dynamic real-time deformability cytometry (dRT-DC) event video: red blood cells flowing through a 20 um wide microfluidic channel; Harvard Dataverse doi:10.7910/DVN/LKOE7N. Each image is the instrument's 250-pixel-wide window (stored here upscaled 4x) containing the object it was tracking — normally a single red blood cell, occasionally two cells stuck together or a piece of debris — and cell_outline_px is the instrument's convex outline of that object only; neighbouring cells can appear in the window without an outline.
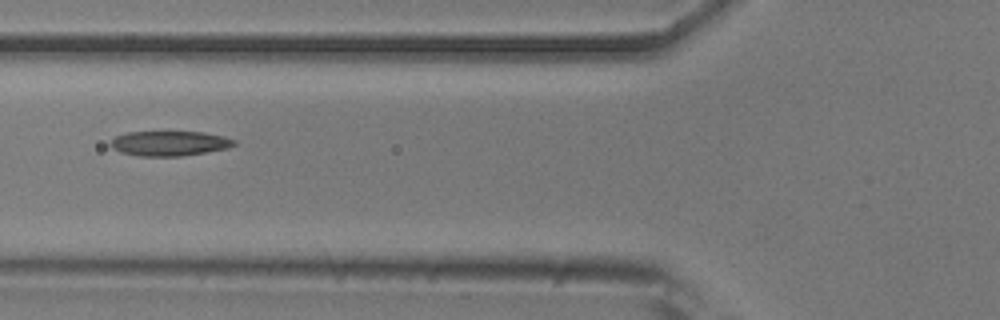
{"species": "common noctule bat (a hibernating species)", "species_latin": "Nyctalus noctula", "temperature_condition": "room temperature", "stored_images_in_passage": 25, "camera_frame_rate_fps": 3000, "um_per_image_px": 0.085, "animal": {"sex": "male", "body_mass_g": 20.5, "forearm_length_mm": 52.5}, "frame": {"image": 1, "passage_image": 4, "time_ms": 1.0, "image_size_px": [1000, 320], "cell_outline_px": [[236, 144], [228, 148], [180, 156], [140, 156], [120, 152], [112, 148], [108, 144], [116, 136], [128, 132], [204, 132], [224, 136], [236, 140]], "centroid_in_image_um": [14.4, 12.18], "position_along_channel_um": 111.4, "area_um2": 17.86}}